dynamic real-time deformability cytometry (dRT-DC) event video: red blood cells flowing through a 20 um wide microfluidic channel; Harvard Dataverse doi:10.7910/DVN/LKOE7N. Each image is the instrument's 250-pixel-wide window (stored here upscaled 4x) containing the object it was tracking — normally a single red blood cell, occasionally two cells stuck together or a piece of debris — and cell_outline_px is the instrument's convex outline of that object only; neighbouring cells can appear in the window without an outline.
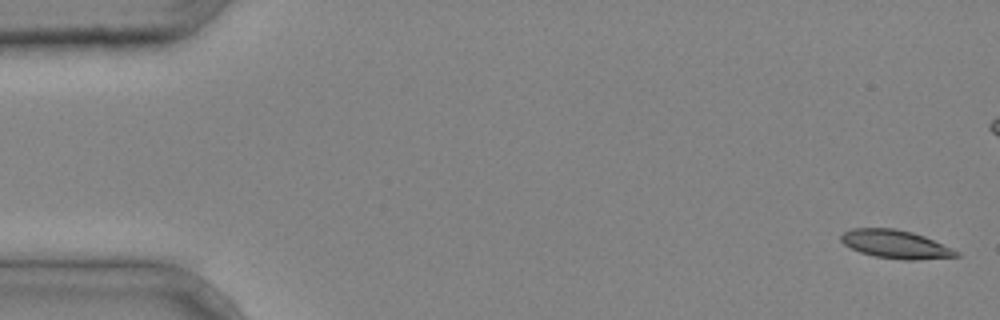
{"species": "common noctule bat (a hibernating species)", "species_latin": "Nyctalus noctula", "temperature_condition": "cold", "stored_images_in_passage": 36, "camera_frame_rate_fps": 3000, "um_per_image_px": 0.085, "animal": {"sex": "male", "body_mass_g": 20.4}, "frame": {"image": 1, "passage_image": 1, "time_ms": 0.0, "image_size_px": [1000, 320], "cell_outline_px": [[960, 256], [916, 260], [904, 260], [876, 256], [860, 252], [844, 244], [840, 240], [840, 236], [844, 232], [852, 228], [892, 228], [912, 232], [924, 236], [952, 248], [960, 252]], "centroid_in_image_um": [76.13, 20.76], "position_along_channel_um": 8.9, "area_um2": 18.9}}
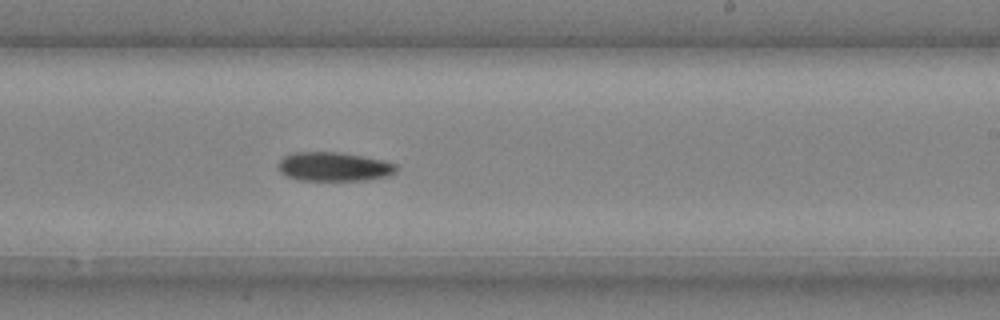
{"frame": {"image": 2, "passage_image": 26, "time_ms": 8.333, "image_size_px": [1000, 320], "cell_outline_px": [[396, 172], [384, 176], [364, 180], [296, 180], [280, 172], [276, 164], [284, 156], [292, 152], [340, 152], [364, 156], [384, 160], [396, 164]], "centroid_in_image_um": [28.34, 14.15], "position_along_channel_um": 260.7, "area_um2": 20.0}}
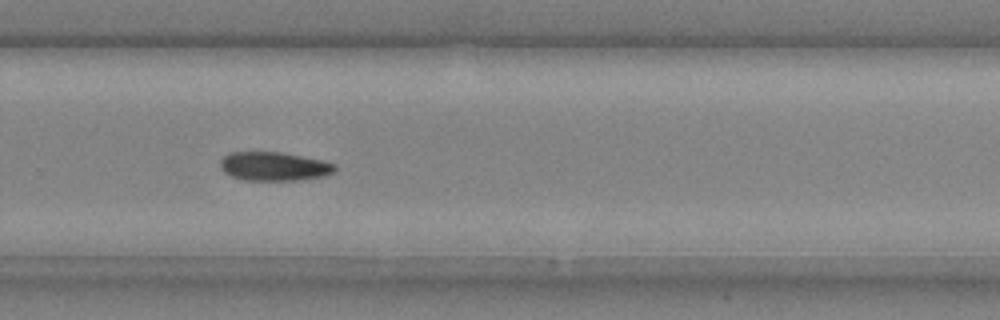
{"frame": {"image": 3, "passage_image": 29, "time_ms": 9.333, "image_size_px": [1000, 320], "cell_outline_px": [[336, 172], [324, 176], [296, 180], [244, 180], [232, 176], [224, 172], [220, 168], [220, 160], [228, 152], [280, 152], [320, 160], [336, 164]], "centroid_in_image_um": [23.28, 14.14], "position_along_channel_um": 306.5, "area_um2": 19.19}}